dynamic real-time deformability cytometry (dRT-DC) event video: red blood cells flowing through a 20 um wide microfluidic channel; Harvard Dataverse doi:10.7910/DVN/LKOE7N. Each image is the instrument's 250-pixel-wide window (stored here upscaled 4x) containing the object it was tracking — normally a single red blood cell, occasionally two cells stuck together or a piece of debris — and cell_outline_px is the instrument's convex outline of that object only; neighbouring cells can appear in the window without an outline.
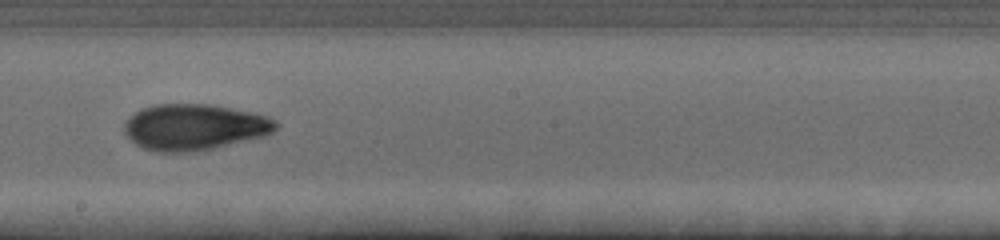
{"species": "human", "species_latin": "Homo sapiens", "temperature_condition": "cold", "stored_images_in_passage": 35, "camera_frame_rate_fps": 3000, "um_per_image_px": 0.085, "donor": {"sex": "female"}, "frame": {"image": 1, "passage_image": 16, "time_ms": 5.0, "image_size_px": [1000, 240], "cell_outline_px": [[280, 124], [272, 132], [264, 136], [196, 152], [156, 152], [144, 148], [136, 144], [124, 132], [124, 124], [136, 112], [144, 108], [156, 104], [212, 104], [252, 112], [268, 116], [276, 120]], "centroid_in_image_um": [16.56, 10.8], "position_along_channel_um": 231.6, "area_um2": 40.63}, "authors_computed_cell_mechanics": {"area_um2": 39.0728, "velocity_mm_per_s": 3.71, "shape_relaxation_time_tau1_ms": 5.6375, "shape_relaxation_time_tau2_ms": 1.7692, "deformation_change_tau1": 0.2048, "deformation_change_tau2": 0.0785}}